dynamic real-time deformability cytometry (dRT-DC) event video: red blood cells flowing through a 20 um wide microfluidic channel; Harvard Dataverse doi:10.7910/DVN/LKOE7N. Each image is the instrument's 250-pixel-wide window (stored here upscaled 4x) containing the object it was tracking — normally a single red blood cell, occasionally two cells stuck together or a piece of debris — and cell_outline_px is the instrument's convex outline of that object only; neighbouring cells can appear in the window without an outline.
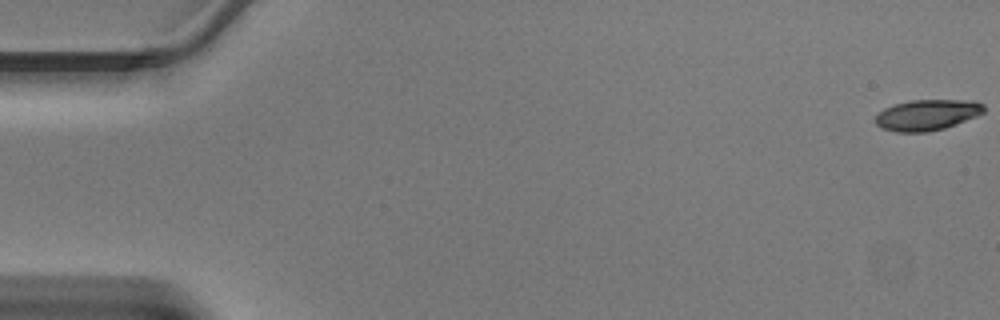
{"species": "Egyptian fruit bat (a non-hibernating species)", "species_latin": "Rousettus aegyptiacus", "temperature_condition": "warm", "stored_images_in_passage": 47, "camera_frame_rate_fps": 3000, "um_per_image_px": 0.085, "animal": {"sex": "male"}, "frame": {"image": 1, "passage_image": 1, "time_ms": 0.0, "image_size_px": [1000, 320], "cell_outline_px": [[984, 112], [976, 116], [956, 124], [944, 128], [928, 132], [896, 132], [880, 128], [876, 124], [876, 116], [884, 108], [896, 104], [912, 100], [976, 100], [984, 104]], "centroid_in_image_um": [78.82, 9.77], "position_along_channel_um": 6.2, "area_um2": 19.48}}
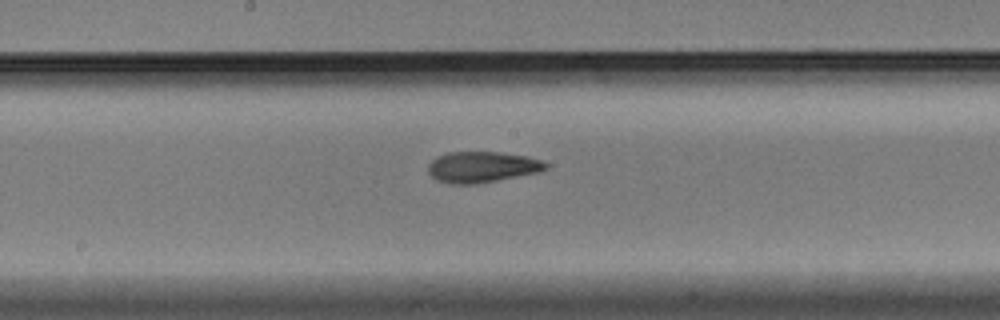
{"frame": {"image": 2, "passage_image": 25, "time_ms": 8.0, "image_size_px": [1000, 320], "cell_outline_px": [[548, 168], [540, 172], [476, 184], [448, 184], [436, 180], [428, 172], [428, 164], [432, 160], [448, 152], [500, 152], [524, 156], [540, 160], [548, 164]], "centroid_in_image_um": [40.96, 14.2], "position_along_channel_um": 207.2, "area_um2": 21.15}}
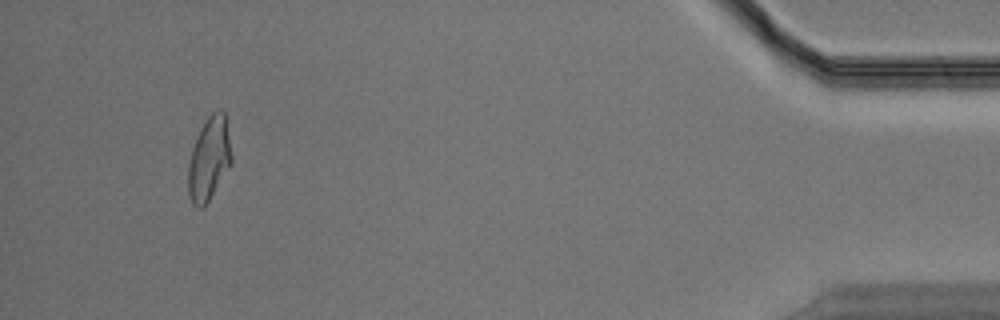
{"frame": {"image": 3, "passage_image": 44, "time_ms": 14.333, "image_size_px": [1000, 320], "cell_outline_px": [[232, 164], [204, 208], [196, 208], [192, 204], [188, 196], [188, 164], [192, 148], [200, 128], [208, 116], [216, 108], [220, 108], [224, 112], [232, 156]], "centroid_in_image_um": [17.76, 13.53], "position_along_channel_um": 417.4, "area_um2": 21.33}}